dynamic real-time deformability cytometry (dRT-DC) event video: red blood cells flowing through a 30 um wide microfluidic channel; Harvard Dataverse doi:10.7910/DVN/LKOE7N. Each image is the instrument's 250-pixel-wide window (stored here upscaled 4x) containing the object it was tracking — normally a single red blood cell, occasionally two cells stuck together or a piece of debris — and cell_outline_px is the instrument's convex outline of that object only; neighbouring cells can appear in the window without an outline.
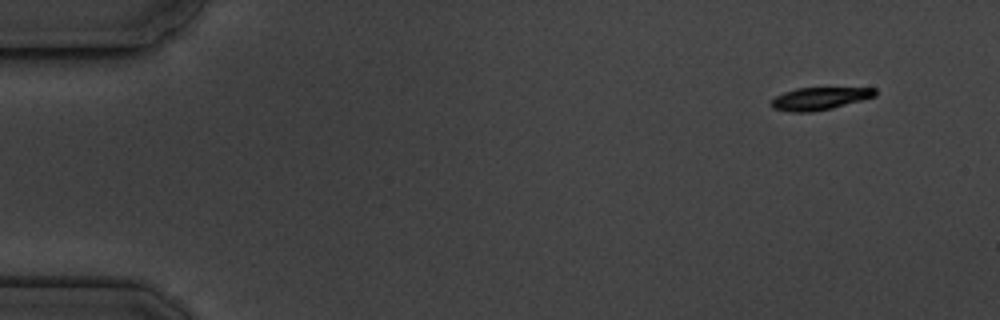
{"species": "common noctule bat (a hibernating species)", "species_latin": "Nyctalus noctula", "temperature_condition": "cold", "stored_images_in_passage": 5, "camera_frame_rate_fps": 3000, "um_per_image_px": 0.085, "animal": {"sex": "male", "body_mass_g": 19.5, "forearm_length_mm": 54.6}, "frame": {"image": 1, "passage_image": 1, "time_ms": 0.0, "image_size_px": [1000, 320], "cell_outline_px": [[876, 96], [832, 108], [812, 112], [792, 112], [772, 108], [772, 100], [776, 96], [784, 92], [796, 88], [876, 88]], "centroid_in_image_um": [69.66, 8.38], "position_along_channel_um": 15.3, "area_um2": 13.47}}
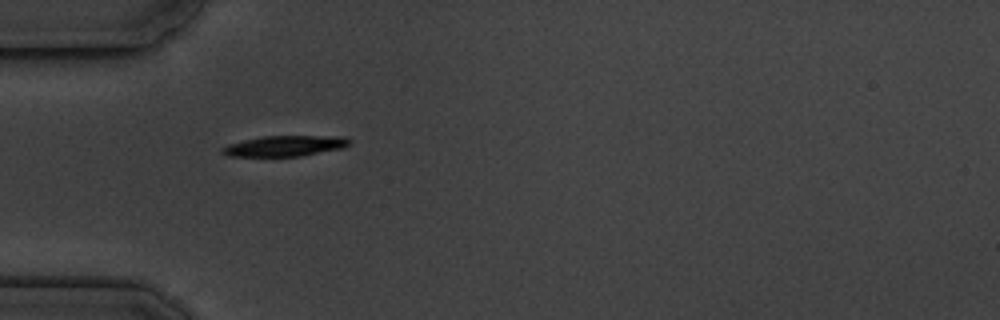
{"frame": {"image": 2, "passage_image": 4, "time_ms": 4.333, "image_size_px": [1000, 320], "cell_outline_px": [[352, 140], [344, 148], [300, 156], [228, 156], [220, 152], [220, 148], [228, 144], [244, 140], [264, 136], [344, 136]], "centroid_in_image_um": [24.22, 12.4], "position_along_channel_um": 60.8, "area_um2": 15.32}}